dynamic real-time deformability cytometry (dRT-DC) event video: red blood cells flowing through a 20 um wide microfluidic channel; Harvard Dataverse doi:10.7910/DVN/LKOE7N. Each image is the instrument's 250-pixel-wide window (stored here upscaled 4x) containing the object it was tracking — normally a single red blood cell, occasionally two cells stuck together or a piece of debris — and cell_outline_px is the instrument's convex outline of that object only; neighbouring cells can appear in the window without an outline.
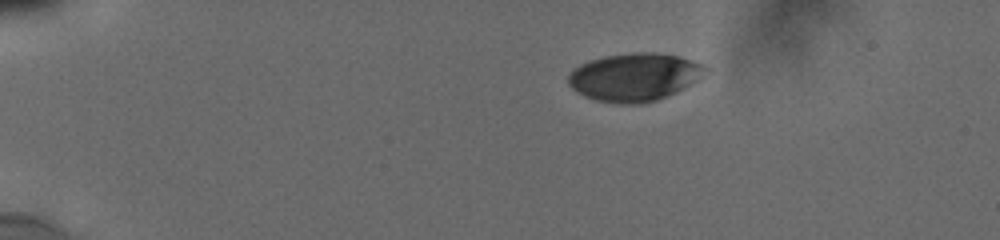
{"species": "human", "species_latin": "Homo sapiens", "temperature_condition": "cold", "stored_images_in_passage": 5, "camera_frame_rate_fps": 3000, "um_per_image_px": 0.085, "donor": {"sex": "male"}, "frame": {"image": 1, "passage_image": 1, "time_ms": 0.0, "image_size_px": [1000, 240], "cell_outline_px": [[708, 72], [700, 80], [676, 92], [656, 100], [640, 104], [620, 104], [596, 100], [584, 96], [576, 92], [568, 84], [568, 72], [572, 68], [588, 60], [604, 56], [636, 52], [656, 52], [680, 56], [704, 64], [708, 68]], "centroid_in_image_um": [53.94, 6.54], "position_along_channel_um": 31.1, "area_um2": 38.9}}
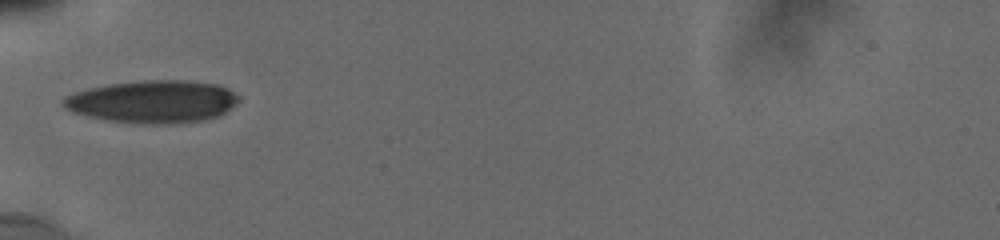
{"frame": {"image": 2, "passage_image": 4, "time_ms": 3.333, "image_size_px": [1000, 240], "cell_outline_px": [[240, 100], [224, 112], [216, 116], [204, 120], [176, 124], [140, 124], [108, 120], [76, 112], [64, 108], [60, 104], [60, 100], [64, 96], [88, 88], [108, 84], [144, 80], [176, 80], [216, 84], [240, 96]], "centroid_in_image_um": [12.95, 8.64], "position_along_channel_um": 72.1, "area_um2": 43.29}}